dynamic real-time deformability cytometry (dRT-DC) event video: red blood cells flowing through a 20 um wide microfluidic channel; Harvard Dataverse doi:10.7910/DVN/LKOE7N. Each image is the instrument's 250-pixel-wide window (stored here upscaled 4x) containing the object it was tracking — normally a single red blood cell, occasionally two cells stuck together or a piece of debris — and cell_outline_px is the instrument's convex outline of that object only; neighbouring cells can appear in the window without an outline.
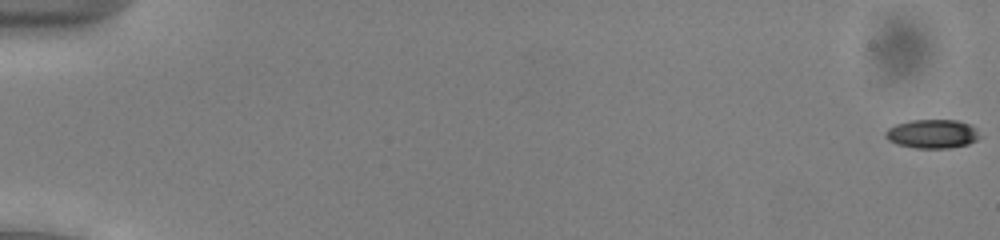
{"species": "common noctule bat (a hibernating species)", "species_latin": "Nyctalus noctula", "temperature_condition": "cold", "stored_images_in_passage": 54, "camera_frame_rate_fps": 3000, "um_per_image_px": 0.085, "animal": {"sex": "male", "body_mass_g": 13.0, "forearm_length_mm": 53.1}, "frame": {"image": 1, "passage_image": 1, "time_ms": 0.0, "image_size_px": [1000, 240], "cell_outline_px": [[984, 136], [968, 144], [948, 148], [916, 148], [896, 144], [888, 140], [884, 136], [884, 132], [888, 128], [896, 124], [912, 120], [956, 120], [968, 124], [976, 128]], "centroid_in_image_um": [79.26, 11.38], "position_along_channel_um": 5.7, "area_um2": 16.01}}
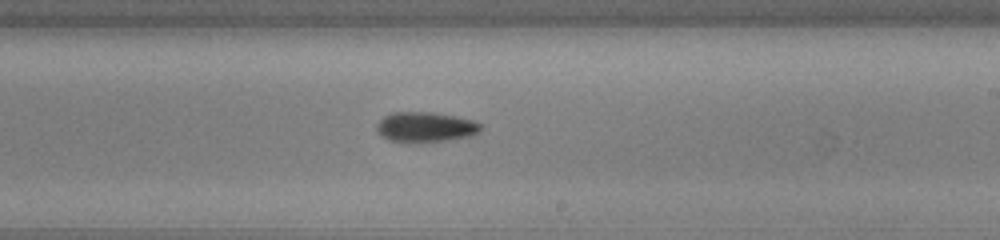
{"frame": {"image": 2, "passage_image": 34, "time_ms": 11.0, "image_size_px": [1000, 240], "cell_outline_px": [[480, 132], [472, 136], [444, 140], [392, 140], [376, 132], [376, 124], [384, 116], [392, 112], [432, 112], [456, 116], [472, 120], [480, 124]], "centroid_in_image_um": [36.18, 10.75], "position_along_channel_um": 252.8, "area_um2": 17.63}}
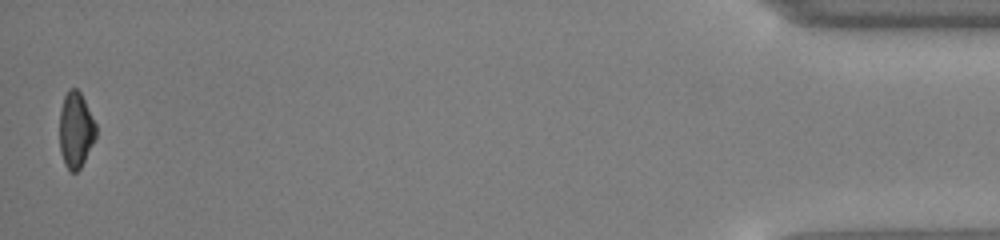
{"frame": {"image": 3, "passage_image": 54, "time_ms": 17.667, "image_size_px": [1000, 240], "cell_outline_px": [[96, 136], [80, 168], [76, 172], [72, 172], [64, 164], [60, 152], [60, 108], [64, 96], [68, 88], [76, 88], [80, 92], [96, 124]], "centroid_in_image_um": [6.42, 11.03], "position_along_channel_um": 428.8, "area_um2": 15.95}, "authors_computed_cell_mechanics": {"area_um2": 16.9932, "velocity_mm_per_s": 3.9331, "shape_relaxation_time_tau1_ms": 4.4204, "shape_relaxation_time_tau2_ms": null, "deformation_change_tau1": 0.1325, "deformation_change_tau2": null}}